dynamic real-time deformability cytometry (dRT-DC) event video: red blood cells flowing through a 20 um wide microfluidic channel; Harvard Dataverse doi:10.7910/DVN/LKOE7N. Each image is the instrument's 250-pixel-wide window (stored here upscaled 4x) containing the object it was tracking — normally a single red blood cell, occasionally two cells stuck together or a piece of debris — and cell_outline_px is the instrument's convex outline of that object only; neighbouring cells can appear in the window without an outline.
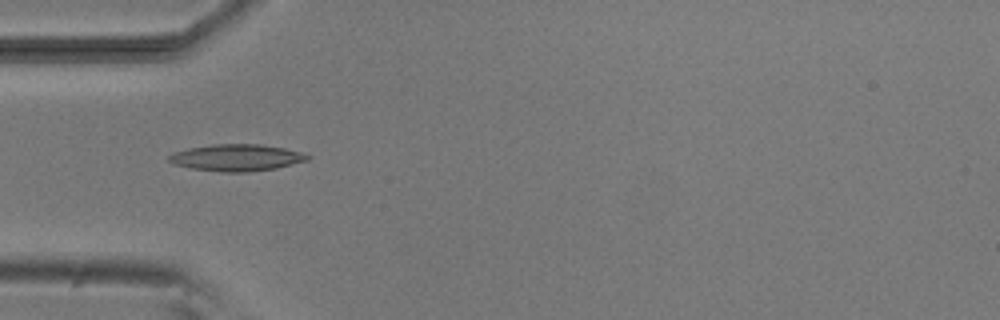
{"species": "common noctule bat (a hibernating species)", "species_latin": "Nyctalus noctula", "temperature_condition": "room temperature", "stored_images_in_passage": 5, "camera_frame_rate_fps": 3000, "um_per_image_px": 0.085, "animal": {"sex": "male", "body_mass_g": 20.5, "forearm_length_mm": 52.5}, "frame": {"image": 1, "passage_image": 5, "time_ms": 4.667, "image_size_px": [1000, 320], "cell_outline_px": [[308, 160], [276, 168], [248, 172], [220, 172], [192, 168], [172, 164], [168, 160], [168, 156], [172, 152], [188, 148], [212, 144], [260, 144], [284, 148], [300, 152], [308, 156]], "centroid_in_image_um": [20.05, 13.4], "position_along_channel_um": 65.0, "area_um2": 21.56}}